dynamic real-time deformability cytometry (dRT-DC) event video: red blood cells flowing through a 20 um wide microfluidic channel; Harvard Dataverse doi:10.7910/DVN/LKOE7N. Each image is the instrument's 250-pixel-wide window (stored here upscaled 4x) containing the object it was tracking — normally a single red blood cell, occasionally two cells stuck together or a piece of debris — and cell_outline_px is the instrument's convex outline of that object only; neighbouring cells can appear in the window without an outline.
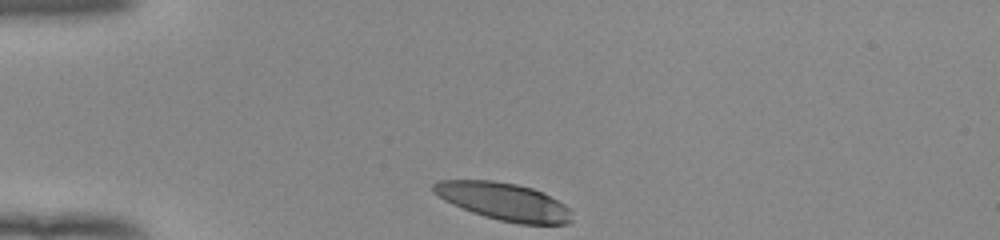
{"species": "human", "species_latin": "Homo sapiens", "temperature_condition": "room temperature", "stored_images_in_passage": 32, "camera_frame_rate_fps": 3000, "um_per_image_px": 0.085, "donor": {"sex": "female"}, "frame": {"image": 1, "passage_image": 1, "time_ms": 0.0, "image_size_px": [1000, 240], "cell_outline_px": [[572, 224], [516, 224], [484, 216], [472, 212], [452, 204], [444, 200], [432, 192], [432, 184], [436, 180], [492, 180], [516, 184], [532, 188], [544, 192], [564, 204], [572, 212]], "centroid_in_image_um": [42.83, 17.13], "position_along_channel_um": 42.2, "area_um2": 30.52}}
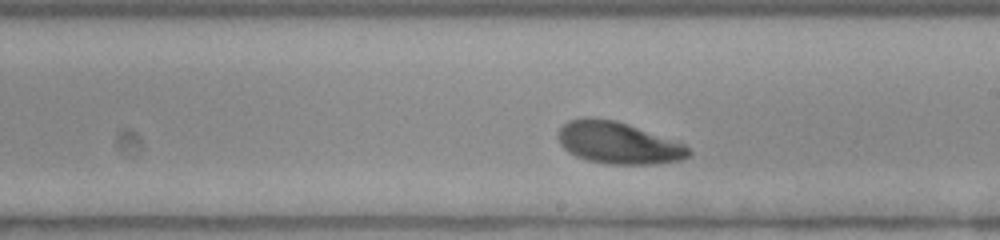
{"frame": {"image": 2, "passage_image": 19, "time_ms": 6.0, "image_size_px": [1000, 240], "cell_outline_px": [[692, 152], [688, 156], [680, 160], [652, 164], [608, 164], [588, 160], [576, 156], [568, 152], [560, 144], [560, 128], [568, 120], [616, 120], [680, 140]], "centroid_in_image_um": [52.65, 12.17], "position_along_channel_um": 236.4, "area_um2": 31.5}}
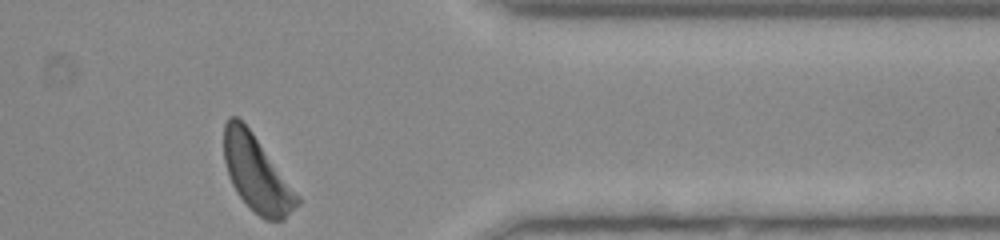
{"frame": {"image": 3, "passage_image": 32, "time_ms": 10.333, "image_size_px": [1000, 240], "cell_outline_px": [[300, 204], [284, 220], [264, 220], [236, 192], [228, 176], [224, 160], [224, 124], [228, 116], [236, 116], [252, 132], [300, 196]], "centroid_in_image_um": [21.82, 14.76], "position_along_channel_um": 389.6, "area_um2": 32.08}, "authors_computed_cell_mechanics": {"area_um2": 32.368, "velocity_mm_per_s": 3.8562, "shape_relaxation_time_tau1_ms": 1.5964, "shape_relaxation_time_tau2_ms": null, "deformation_change_tau1": 0.1192, "deformation_change_tau2": null}}